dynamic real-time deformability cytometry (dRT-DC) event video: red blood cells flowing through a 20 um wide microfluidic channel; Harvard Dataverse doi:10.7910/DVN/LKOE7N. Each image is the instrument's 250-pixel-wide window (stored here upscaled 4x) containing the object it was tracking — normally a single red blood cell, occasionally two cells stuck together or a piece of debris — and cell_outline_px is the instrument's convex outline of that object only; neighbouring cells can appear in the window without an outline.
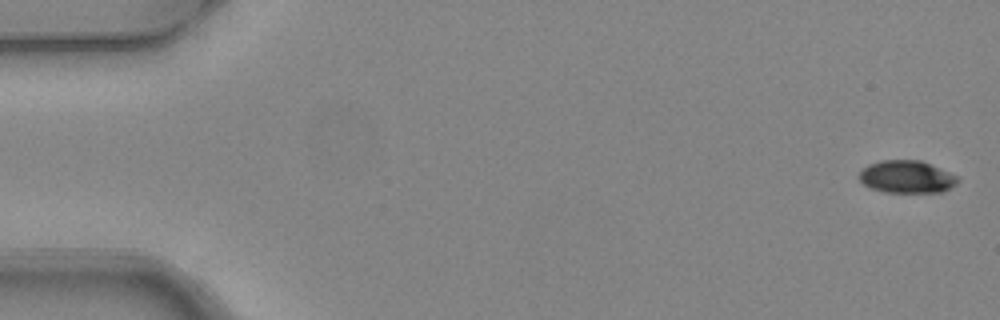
{"species": "common noctule bat (a hibernating species)", "species_latin": "Nyctalus noctula", "temperature_condition": "warm", "stored_images_in_passage": 5, "camera_frame_rate_fps": 3000, "um_per_image_px": 0.085, "animal": {"sex": "female", "body_mass_g": 24.6, "forearm_length_mm": 56.2}, "frame": {"image": 1, "passage_image": 1, "time_ms": 0.0, "image_size_px": [1000, 320], "cell_outline_px": [[960, 180], [956, 184], [944, 192], [884, 192], [868, 188], [856, 176], [868, 164], [880, 160], [920, 160], [960, 176]], "centroid_in_image_um": [77.08, 15.03], "position_along_channel_um": 7.9, "area_um2": 18.96}}
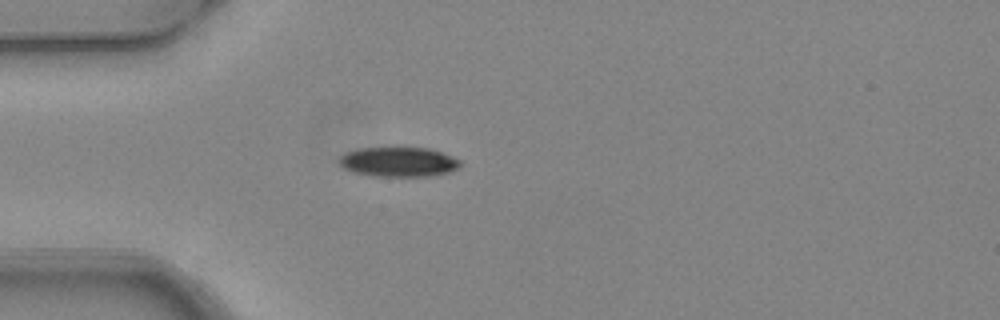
{"frame": {"image": 2, "passage_image": 5, "time_ms": 1.333, "image_size_px": [1000, 320], "cell_outline_px": [[460, 164], [456, 168], [448, 172], [432, 176], [372, 176], [352, 172], [344, 168], [336, 160], [344, 152], [356, 148], [428, 148], [440, 152], [460, 160]], "centroid_in_image_um": [33.79, 13.76], "position_along_channel_um": 51.2, "area_um2": 20.92}}